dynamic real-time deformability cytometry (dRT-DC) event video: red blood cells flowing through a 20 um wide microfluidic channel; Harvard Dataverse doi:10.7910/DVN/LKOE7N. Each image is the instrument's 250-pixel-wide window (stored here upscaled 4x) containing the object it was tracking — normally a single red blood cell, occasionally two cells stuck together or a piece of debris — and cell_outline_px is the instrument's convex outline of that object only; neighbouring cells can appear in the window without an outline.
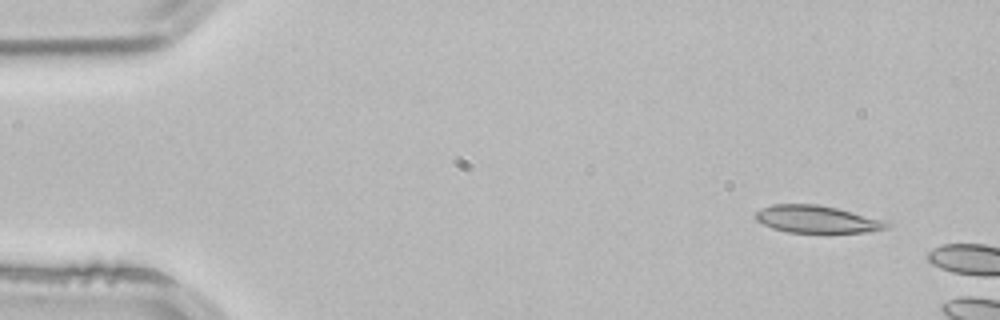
{"species": "common noctule bat (a hibernating species)", "species_latin": "Nyctalus noctula", "temperature_condition": "room temperature", "stored_images_in_passage": 2, "camera_frame_rate_fps": 3000, "um_per_image_px": 0.085, "animal": {"sex": "male", "body_mass_g": 21.5, "forearm_length_mm": 52.0}, "frame": {"image": 1, "passage_image": 1, "time_ms": 0.0, "image_size_px": [1000, 320], "cell_outline_px": [[892, 224], [888, 228], [868, 232], [788, 232], [772, 228], [756, 220], [756, 212], [760, 208], [772, 204], [816, 204], [836, 208], [892, 220]], "centroid_in_image_um": [69.54, 18.63], "position_along_channel_um": 15.5, "area_um2": 21.21}}